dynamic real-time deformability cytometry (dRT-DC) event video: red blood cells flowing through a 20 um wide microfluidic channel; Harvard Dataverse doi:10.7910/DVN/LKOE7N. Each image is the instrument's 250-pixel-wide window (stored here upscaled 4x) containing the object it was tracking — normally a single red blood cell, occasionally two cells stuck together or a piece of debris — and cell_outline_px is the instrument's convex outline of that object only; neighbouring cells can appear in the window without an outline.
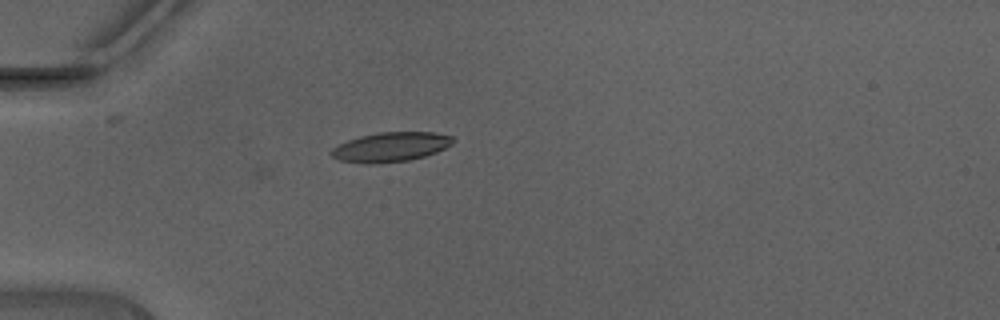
{"species": "Egyptian fruit bat (a non-hibernating species)", "species_latin": "Rousettus aegyptiacus", "temperature_condition": "warm", "stored_images_in_passage": 34, "camera_frame_rate_fps": 3000, "um_per_image_px": 0.085, "animal": {"sex": "male"}, "frame": {"image": 1, "passage_image": 1, "time_ms": 0.0, "image_size_px": [1000, 320], "cell_outline_px": [[456, 140], [452, 144], [436, 152], [424, 156], [408, 160], [372, 164], [368, 164], [340, 160], [332, 156], [328, 152], [332, 148], [348, 140], [360, 136], [380, 132], [432, 132], [452, 136]], "centroid_in_image_um": [33.21, 12.49], "position_along_channel_um": 51.8, "area_um2": 20.81}}
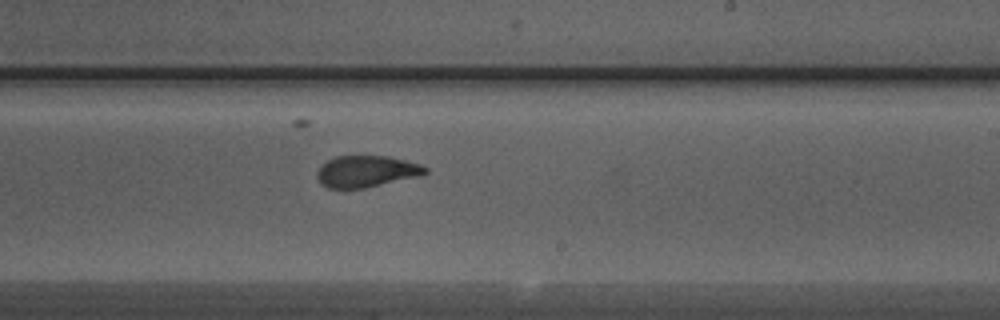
{"frame": {"image": 2, "passage_image": 16, "time_ms": 5.0, "image_size_px": [1000, 320], "cell_outline_px": [[428, 172], [420, 176], [364, 188], [328, 188], [320, 184], [316, 176], [316, 172], [320, 164], [336, 156], [388, 156], [420, 164], [428, 168]], "centroid_in_image_um": [31.11, 14.57], "position_along_channel_um": 257.9, "area_um2": 20.0}}
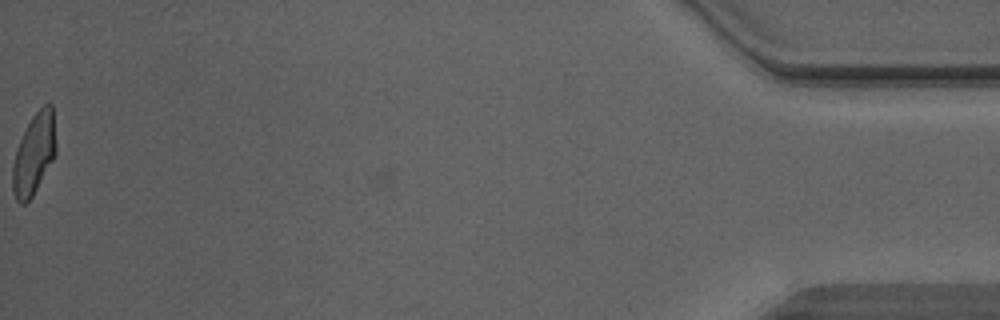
{"frame": {"image": 3, "passage_image": 34, "time_ms": 11.0, "image_size_px": [1000, 320], "cell_outline_px": [[56, 152], [52, 160], [32, 196], [24, 204], [20, 204], [16, 200], [12, 192], [12, 164], [16, 148], [32, 116], [44, 104], [52, 104], [56, 144]], "centroid_in_image_um": [2.87, 13.09], "position_along_channel_um": 432.3, "area_um2": 20.29}, "authors_computed_cell_mechanics": {"area_um2": 20.8369, "velocity_mm_per_s": 4.4765, "shape_relaxation_time_tau1_ms": 6.3796, "shape_relaxation_time_tau2_ms": 1.0493, "deformation_change_tau1": 0.234, "deformation_change_tau2": 0.0635}}